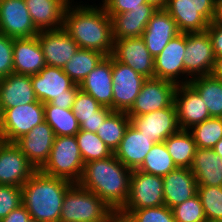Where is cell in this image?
<instances>
[{
  "mask_svg": "<svg viewBox=\"0 0 222 222\" xmlns=\"http://www.w3.org/2000/svg\"><path fill=\"white\" fill-rule=\"evenodd\" d=\"M206 31L210 36L215 57L222 56V26H217L212 21Z\"/></svg>",
  "mask_w": 222,
  "mask_h": 222,
  "instance_id": "bcb514c9",
  "label": "cell"
},
{
  "mask_svg": "<svg viewBox=\"0 0 222 222\" xmlns=\"http://www.w3.org/2000/svg\"><path fill=\"white\" fill-rule=\"evenodd\" d=\"M0 32L12 38L38 35L25 0H0Z\"/></svg>",
  "mask_w": 222,
  "mask_h": 222,
  "instance_id": "2e32d148",
  "label": "cell"
},
{
  "mask_svg": "<svg viewBox=\"0 0 222 222\" xmlns=\"http://www.w3.org/2000/svg\"><path fill=\"white\" fill-rule=\"evenodd\" d=\"M189 84L206 104L211 117H222V80L212 74L193 78Z\"/></svg>",
  "mask_w": 222,
  "mask_h": 222,
  "instance_id": "f546056e",
  "label": "cell"
},
{
  "mask_svg": "<svg viewBox=\"0 0 222 222\" xmlns=\"http://www.w3.org/2000/svg\"><path fill=\"white\" fill-rule=\"evenodd\" d=\"M101 107L91 95L79 90L72 106V112L77 120L79 118L99 117Z\"/></svg>",
  "mask_w": 222,
  "mask_h": 222,
  "instance_id": "60d3db41",
  "label": "cell"
},
{
  "mask_svg": "<svg viewBox=\"0 0 222 222\" xmlns=\"http://www.w3.org/2000/svg\"><path fill=\"white\" fill-rule=\"evenodd\" d=\"M130 124L154 143L164 142L180 130L175 104L140 116H129Z\"/></svg>",
  "mask_w": 222,
  "mask_h": 222,
  "instance_id": "4fadbf2b",
  "label": "cell"
},
{
  "mask_svg": "<svg viewBox=\"0 0 222 222\" xmlns=\"http://www.w3.org/2000/svg\"><path fill=\"white\" fill-rule=\"evenodd\" d=\"M44 116L55 136H75L80 130V124L72 109H61L47 103L44 104Z\"/></svg>",
  "mask_w": 222,
  "mask_h": 222,
  "instance_id": "836d02e7",
  "label": "cell"
},
{
  "mask_svg": "<svg viewBox=\"0 0 222 222\" xmlns=\"http://www.w3.org/2000/svg\"><path fill=\"white\" fill-rule=\"evenodd\" d=\"M197 194L201 200L207 221L222 219V186H198Z\"/></svg>",
  "mask_w": 222,
  "mask_h": 222,
  "instance_id": "f35d334b",
  "label": "cell"
},
{
  "mask_svg": "<svg viewBox=\"0 0 222 222\" xmlns=\"http://www.w3.org/2000/svg\"><path fill=\"white\" fill-rule=\"evenodd\" d=\"M44 121V104L40 101L5 109L0 117V140L14 143Z\"/></svg>",
  "mask_w": 222,
  "mask_h": 222,
  "instance_id": "52a82bcc",
  "label": "cell"
},
{
  "mask_svg": "<svg viewBox=\"0 0 222 222\" xmlns=\"http://www.w3.org/2000/svg\"><path fill=\"white\" fill-rule=\"evenodd\" d=\"M146 79L131 67L112 57L113 111L127 112L139 95Z\"/></svg>",
  "mask_w": 222,
  "mask_h": 222,
  "instance_id": "7c38bea8",
  "label": "cell"
},
{
  "mask_svg": "<svg viewBox=\"0 0 222 222\" xmlns=\"http://www.w3.org/2000/svg\"><path fill=\"white\" fill-rule=\"evenodd\" d=\"M31 219L27 209L20 205L17 209L12 210L6 217L0 220V222H28Z\"/></svg>",
  "mask_w": 222,
  "mask_h": 222,
  "instance_id": "7dc6e473",
  "label": "cell"
},
{
  "mask_svg": "<svg viewBox=\"0 0 222 222\" xmlns=\"http://www.w3.org/2000/svg\"><path fill=\"white\" fill-rule=\"evenodd\" d=\"M33 90L38 101L50 103L56 97L76 96L80 90L62 68L46 65L38 74L31 76Z\"/></svg>",
  "mask_w": 222,
  "mask_h": 222,
  "instance_id": "8fae6325",
  "label": "cell"
},
{
  "mask_svg": "<svg viewBox=\"0 0 222 222\" xmlns=\"http://www.w3.org/2000/svg\"><path fill=\"white\" fill-rule=\"evenodd\" d=\"M174 164L179 168H190L196 151V143L189 130H179L164 141Z\"/></svg>",
  "mask_w": 222,
  "mask_h": 222,
  "instance_id": "4dcf8cb0",
  "label": "cell"
},
{
  "mask_svg": "<svg viewBox=\"0 0 222 222\" xmlns=\"http://www.w3.org/2000/svg\"><path fill=\"white\" fill-rule=\"evenodd\" d=\"M215 60L207 31L186 33V51L183 59L186 84L193 78L210 75L213 72Z\"/></svg>",
  "mask_w": 222,
  "mask_h": 222,
  "instance_id": "ba28073f",
  "label": "cell"
},
{
  "mask_svg": "<svg viewBox=\"0 0 222 222\" xmlns=\"http://www.w3.org/2000/svg\"><path fill=\"white\" fill-rule=\"evenodd\" d=\"M146 2L157 9H164L167 4V0H146Z\"/></svg>",
  "mask_w": 222,
  "mask_h": 222,
  "instance_id": "816d5d0a",
  "label": "cell"
},
{
  "mask_svg": "<svg viewBox=\"0 0 222 222\" xmlns=\"http://www.w3.org/2000/svg\"><path fill=\"white\" fill-rule=\"evenodd\" d=\"M104 57L99 51L79 48L62 69L75 84L80 85Z\"/></svg>",
  "mask_w": 222,
  "mask_h": 222,
  "instance_id": "1f68e13d",
  "label": "cell"
},
{
  "mask_svg": "<svg viewBox=\"0 0 222 222\" xmlns=\"http://www.w3.org/2000/svg\"><path fill=\"white\" fill-rule=\"evenodd\" d=\"M132 171L113 154L85 163L78 184L95 193L117 214L128 200Z\"/></svg>",
  "mask_w": 222,
  "mask_h": 222,
  "instance_id": "7a4b0ae2",
  "label": "cell"
},
{
  "mask_svg": "<svg viewBox=\"0 0 222 222\" xmlns=\"http://www.w3.org/2000/svg\"><path fill=\"white\" fill-rule=\"evenodd\" d=\"M213 150L216 154H219L222 157V139H220L215 146L213 147Z\"/></svg>",
  "mask_w": 222,
  "mask_h": 222,
  "instance_id": "f5cc1de1",
  "label": "cell"
},
{
  "mask_svg": "<svg viewBox=\"0 0 222 222\" xmlns=\"http://www.w3.org/2000/svg\"><path fill=\"white\" fill-rule=\"evenodd\" d=\"M146 0H102L101 5L107 14H120L135 8H142Z\"/></svg>",
  "mask_w": 222,
  "mask_h": 222,
  "instance_id": "ee69618b",
  "label": "cell"
},
{
  "mask_svg": "<svg viewBox=\"0 0 222 222\" xmlns=\"http://www.w3.org/2000/svg\"><path fill=\"white\" fill-rule=\"evenodd\" d=\"M206 222H222V219L221 220H209V221H206Z\"/></svg>",
  "mask_w": 222,
  "mask_h": 222,
  "instance_id": "11a10c76",
  "label": "cell"
},
{
  "mask_svg": "<svg viewBox=\"0 0 222 222\" xmlns=\"http://www.w3.org/2000/svg\"><path fill=\"white\" fill-rule=\"evenodd\" d=\"M84 164L75 136H55L49 158L40 171L49 176L78 183Z\"/></svg>",
  "mask_w": 222,
  "mask_h": 222,
  "instance_id": "5b68a950",
  "label": "cell"
},
{
  "mask_svg": "<svg viewBox=\"0 0 222 222\" xmlns=\"http://www.w3.org/2000/svg\"><path fill=\"white\" fill-rule=\"evenodd\" d=\"M13 39L0 32V78L13 73Z\"/></svg>",
  "mask_w": 222,
  "mask_h": 222,
  "instance_id": "7bdbcfd3",
  "label": "cell"
},
{
  "mask_svg": "<svg viewBox=\"0 0 222 222\" xmlns=\"http://www.w3.org/2000/svg\"><path fill=\"white\" fill-rule=\"evenodd\" d=\"M22 205V188L0 185V220Z\"/></svg>",
  "mask_w": 222,
  "mask_h": 222,
  "instance_id": "b9f144b4",
  "label": "cell"
},
{
  "mask_svg": "<svg viewBox=\"0 0 222 222\" xmlns=\"http://www.w3.org/2000/svg\"><path fill=\"white\" fill-rule=\"evenodd\" d=\"M129 124L130 118L126 112L112 111L96 133L114 153L124 137Z\"/></svg>",
  "mask_w": 222,
  "mask_h": 222,
  "instance_id": "d6a6232c",
  "label": "cell"
},
{
  "mask_svg": "<svg viewBox=\"0 0 222 222\" xmlns=\"http://www.w3.org/2000/svg\"><path fill=\"white\" fill-rule=\"evenodd\" d=\"M189 169L198 186H222V157L213 149L196 148Z\"/></svg>",
  "mask_w": 222,
  "mask_h": 222,
  "instance_id": "f1b7e54d",
  "label": "cell"
},
{
  "mask_svg": "<svg viewBox=\"0 0 222 222\" xmlns=\"http://www.w3.org/2000/svg\"><path fill=\"white\" fill-rule=\"evenodd\" d=\"M54 139L52 127L44 121L14 143L36 170H40L49 158Z\"/></svg>",
  "mask_w": 222,
  "mask_h": 222,
  "instance_id": "d6986e66",
  "label": "cell"
},
{
  "mask_svg": "<svg viewBox=\"0 0 222 222\" xmlns=\"http://www.w3.org/2000/svg\"><path fill=\"white\" fill-rule=\"evenodd\" d=\"M176 222H206L201 200L196 194L190 199L172 208Z\"/></svg>",
  "mask_w": 222,
  "mask_h": 222,
  "instance_id": "ab89813d",
  "label": "cell"
},
{
  "mask_svg": "<svg viewBox=\"0 0 222 222\" xmlns=\"http://www.w3.org/2000/svg\"><path fill=\"white\" fill-rule=\"evenodd\" d=\"M13 73L21 75L38 74L45 66L41 45L37 36L13 39Z\"/></svg>",
  "mask_w": 222,
  "mask_h": 222,
  "instance_id": "cb8c5ba5",
  "label": "cell"
},
{
  "mask_svg": "<svg viewBox=\"0 0 222 222\" xmlns=\"http://www.w3.org/2000/svg\"><path fill=\"white\" fill-rule=\"evenodd\" d=\"M37 38L48 66L63 68L79 49L64 28L39 31Z\"/></svg>",
  "mask_w": 222,
  "mask_h": 222,
  "instance_id": "ffe728a7",
  "label": "cell"
},
{
  "mask_svg": "<svg viewBox=\"0 0 222 222\" xmlns=\"http://www.w3.org/2000/svg\"><path fill=\"white\" fill-rule=\"evenodd\" d=\"M31 76L12 73L0 78V110L37 102Z\"/></svg>",
  "mask_w": 222,
  "mask_h": 222,
  "instance_id": "d4e9b609",
  "label": "cell"
},
{
  "mask_svg": "<svg viewBox=\"0 0 222 222\" xmlns=\"http://www.w3.org/2000/svg\"><path fill=\"white\" fill-rule=\"evenodd\" d=\"M213 22L217 26H222V0H216L215 16Z\"/></svg>",
  "mask_w": 222,
  "mask_h": 222,
  "instance_id": "681fc988",
  "label": "cell"
},
{
  "mask_svg": "<svg viewBox=\"0 0 222 222\" xmlns=\"http://www.w3.org/2000/svg\"><path fill=\"white\" fill-rule=\"evenodd\" d=\"M76 96H61V97H56L53 101L50 103L53 106H56L61 109H72L74 100Z\"/></svg>",
  "mask_w": 222,
  "mask_h": 222,
  "instance_id": "c3c4849f",
  "label": "cell"
},
{
  "mask_svg": "<svg viewBox=\"0 0 222 222\" xmlns=\"http://www.w3.org/2000/svg\"><path fill=\"white\" fill-rule=\"evenodd\" d=\"M174 104L181 130H189L211 117L206 104L189 83L177 85Z\"/></svg>",
  "mask_w": 222,
  "mask_h": 222,
  "instance_id": "ac0fdd59",
  "label": "cell"
},
{
  "mask_svg": "<svg viewBox=\"0 0 222 222\" xmlns=\"http://www.w3.org/2000/svg\"><path fill=\"white\" fill-rule=\"evenodd\" d=\"M36 171L15 143L0 140V185L22 187Z\"/></svg>",
  "mask_w": 222,
  "mask_h": 222,
  "instance_id": "9a60e30c",
  "label": "cell"
},
{
  "mask_svg": "<svg viewBox=\"0 0 222 222\" xmlns=\"http://www.w3.org/2000/svg\"><path fill=\"white\" fill-rule=\"evenodd\" d=\"M185 51L186 33H180L154 58V78L169 80L176 85L186 84L183 62Z\"/></svg>",
  "mask_w": 222,
  "mask_h": 222,
  "instance_id": "5bb4252c",
  "label": "cell"
},
{
  "mask_svg": "<svg viewBox=\"0 0 222 222\" xmlns=\"http://www.w3.org/2000/svg\"><path fill=\"white\" fill-rule=\"evenodd\" d=\"M177 85L169 80L147 78L135 98L132 107L126 112L128 116H140L174 104Z\"/></svg>",
  "mask_w": 222,
  "mask_h": 222,
  "instance_id": "9c48e42d",
  "label": "cell"
},
{
  "mask_svg": "<svg viewBox=\"0 0 222 222\" xmlns=\"http://www.w3.org/2000/svg\"><path fill=\"white\" fill-rule=\"evenodd\" d=\"M114 222H129L124 216H115Z\"/></svg>",
  "mask_w": 222,
  "mask_h": 222,
  "instance_id": "db71d44e",
  "label": "cell"
},
{
  "mask_svg": "<svg viewBox=\"0 0 222 222\" xmlns=\"http://www.w3.org/2000/svg\"><path fill=\"white\" fill-rule=\"evenodd\" d=\"M80 90L91 95L101 106L113 110L112 56L101 62L80 83Z\"/></svg>",
  "mask_w": 222,
  "mask_h": 222,
  "instance_id": "44dd1931",
  "label": "cell"
},
{
  "mask_svg": "<svg viewBox=\"0 0 222 222\" xmlns=\"http://www.w3.org/2000/svg\"><path fill=\"white\" fill-rule=\"evenodd\" d=\"M74 183L37 170L21 187L22 205L39 222H59L67 190Z\"/></svg>",
  "mask_w": 222,
  "mask_h": 222,
  "instance_id": "3957f363",
  "label": "cell"
},
{
  "mask_svg": "<svg viewBox=\"0 0 222 222\" xmlns=\"http://www.w3.org/2000/svg\"><path fill=\"white\" fill-rule=\"evenodd\" d=\"M216 0H167L165 10L180 33L204 32L215 16Z\"/></svg>",
  "mask_w": 222,
  "mask_h": 222,
  "instance_id": "8992f818",
  "label": "cell"
},
{
  "mask_svg": "<svg viewBox=\"0 0 222 222\" xmlns=\"http://www.w3.org/2000/svg\"><path fill=\"white\" fill-rule=\"evenodd\" d=\"M115 216L95 193L74 183L64 196L59 222H114Z\"/></svg>",
  "mask_w": 222,
  "mask_h": 222,
  "instance_id": "277c9868",
  "label": "cell"
},
{
  "mask_svg": "<svg viewBox=\"0 0 222 222\" xmlns=\"http://www.w3.org/2000/svg\"><path fill=\"white\" fill-rule=\"evenodd\" d=\"M176 168L177 166L174 164L172 157L168 153L165 143L160 142L155 143L149 150L138 170L164 177Z\"/></svg>",
  "mask_w": 222,
  "mask_h": 222,
  "instance_id": "e575fe53",
  "label": "cell"
},
{
  "mask_svg": "<svg viewBox=\"0 0 222 222\" xmlns=\"http://www.w3.org/2000/svg\"><path fill=\"white\" fill-rule=\"evenodd\" d=\"M111 56L145 78H154V58L142 37L115 40Z\"/></svg>",
  "mask_w": 222,
  "mask_h": 222,
  "instance_id": "e0dca14e",
  "label": "cell"
},
{
  "mask_svg": "<svg viewBox=\"0 0 222 222\" xmlns=\"http://www.w3.org/2000/svg\"><path fill=\"white\" fill-rule=\"evenodd\" d=\"M165 205L163 177L134 169L130 179L129 196L122 209H142Z\"/></svg>",
  "mask_w": 222,
  "mask_h": 222,
  "instance_id": "30bf717a",
  "label": "cell"
},
{
  "mask_svg": "<svg viewBox=\"0 0 222 222\" xmlns=\"http://www.w3.org/2000/svg\"><path fill=\"white\" fill-rule=\"evenodd\" d=\"M197 182L189 168H179L163 177L165 205L173 208L197 194Z\"/></svg>",
  "mask_w": 222,
  "mask_h": 222,
  "instance_id": "484cf974",
  "label": "cell"
},
{
  "mask_svg": "<svg viewBox=\"0 0 222 222\" xmlns=\"http://www.w3.org/2000/svg\"><path fill=\"white\" fill-rule=\"evenodd\" d=\"M112 111L111 108L102 106L99 109V117L79 118L78 122L80 124V130L96 133L98 128H100L101 124Z\"/></svg>",
  "mask_w": 222,
  "mask_h": 222,
  "instance_id": "f6af8a7d",
  "label": "cell"
},
{
  "mask_svg": "<svg viewBox=\"0 0 222 222\" xmlns=\"http://www.w3.org/2000/svg\"><path fill=\"white\" fill-rule=\"evenodd\" d=\"M156 11V7L144 3L142 8L120 14H108L111 17L113 40L142 37L148 21Z\"/></svg>",
  "mask_w": 222,
  "mask_h": 222,
  "instance_id": "603a6c76",
  "label": "cell"
},
{
  "mask_svg": "<svg viewBox=\"0 0 222 222\" xmlns=\"http://www.w3.org/2000/svg\"><path fill=\"white\" fill-rule=\"evenodd\" d=\"M197 148L213 149L222 139V117H210L189 129Z\"/></svg>",
  "mask_w": 222,
  "mask_h": 222,
  "instance_id": "8d00e7d4",
  "label": "cell"
},
{
  "mask_svg": "<svg viewBox=\"0 0 222 222\" xmlns=\"http://www.w3.org/2000/svg\"><path fill=\"white\" fill-rule=\"evenodd\" d=\"M38 31L57 30L64 26V13L69 0H25Z\"/></svg>",
  "mask_w": 222,
  "mask_h": 222,
  "instance_id": "83f0119b",
  "label": "cell"
},
{
  "mask_svg": "<svg viewBox=\"0 0 222 222\" xmlns=\"http://www.w3.org/2000/svg\"><path fill=\"white\" fill-rule=\"evenodd\" d=\"M154 144L151 139L129 124L118 148L114 151V156L127 168L138 169Z\"/></svg>",
  "mask_w": 222,
  "mask_h": 222,
  "instance_id": "4316f807",
  "label": "cell"
},
{
  "mask_svg": "<svg viewBox=\"0 0 222 222\" xmlns=\"http://www.w3.org/2000/svg\"><path fill=\"white\" fill-rule=\"evenodd\" d=\"M178 34L180 31L169 13L165 9H157L148 21L142 38L151 56L156 58Z\"/></svg>",
  "mask_w": 222,
  "mask_h": 222,
  "instance_id": "7402d4cb",
  "label": "cell"
},
{
  "mask_svg": "<svg viewBox=\"0 0 222 222\" xmlns=\"http://www.w3.org/2000/svg\"><path fill=\"white\" fill-rule=\"evenodd\" d=\"M75 137L84 163L105 159L114 154L97 133L79 130Z\"/></svg>",
  "mask_w": 222,
  "mask_h": 222,
  "instance_id": "d590c367",
  "label": "cell"
},
{
  "mask_svg": "<svg viewBox=\"0 0 222 222\" xmlns=\"http://www.w3.org/2000/svg\"><path fill=\"white\" fill-rule=\"evenodd\" d=\"M116 216H124L129 222H176L172 209L166 205L142 209H121Z\"/></svg>",
  "mask_w": 222,
  "mask_h": 222,
  "instance_id": "74e56055",
  "label": "cell"
},
{
  "mask_svg": "<svg viewBox=\"0 0 222 222\" xmlns=\"http://www.w3.org/2000/svg\"><path fill=\"white\" fill-rule=\"evenodd\" d=\"M211 74L215 78L222 80V56L216 57L215 66Z\"/></svg>",
  "mask_w": 222,
  "mask_h": 222,
  "instance_id": "f907efd6",
  "label": "cell"
},
{
  "mask_svg": "<svg viewBox=\"0 0 222 222\" xmlns=\"http://www.w3.org/2000/svg\"><path fill=\"white\" fill-rule=\"evenodd\" d=\"M69 3L64 13L63 28L79 48L96 50L110 56L113 51L111 17L103 6ZM99 6V7H98Z\"/></svg>",
  "mask_w": 222,
  "mask_h": 222,
  "instance_id": "6da1fadb",
  "label": "cell"
},
{
  "mask_svg": "<svg viewBox=\"0 0 222 222\" xmlns=\"http://www.w3.org/2000/svg\"><path fill=\"white\" fill-rule=\"evenodd\" d=\"M28 222H39V221L31 218Z\"/></svg>",
  "mask_w": 222,
  "mask_h": 222,
  "instance_id": "9f6ffc18",
  "label": "cell"
}]
</instances>
